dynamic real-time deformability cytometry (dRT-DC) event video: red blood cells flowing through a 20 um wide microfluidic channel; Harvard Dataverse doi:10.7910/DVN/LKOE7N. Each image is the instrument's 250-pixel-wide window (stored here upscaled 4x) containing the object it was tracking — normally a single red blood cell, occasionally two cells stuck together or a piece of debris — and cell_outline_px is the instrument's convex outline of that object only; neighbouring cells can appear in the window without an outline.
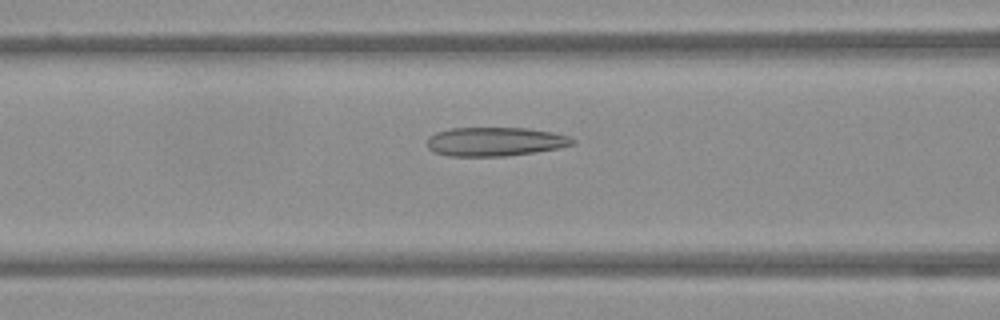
{"species": "Egyptian fruit bat (a non-hibernating species)", "species_latin": "Rousettus aegyptiacus", "temperature_condition": "warm", "stored_images_in_passage": 43, "camera_frame_rate_fps": 3000, "um_per_image_px": 0.085, "frame": {"image": 1, "passage_image": 11, "time_ms": 3.333, "image_size_px": [1000, 320], "cell_outline_px": [[576, 144], [560, 148], [504, 156], [448, 156], [436, 152], [428, 148], [428, 136], [436, 132], [452, 128], [528, 128], [552, 132], [568, 136], [576, 140]], "centroid_in_image_um": [42.1, 12.03], "position_along_channel_um": 124.5, "area_um2": 24.45}}
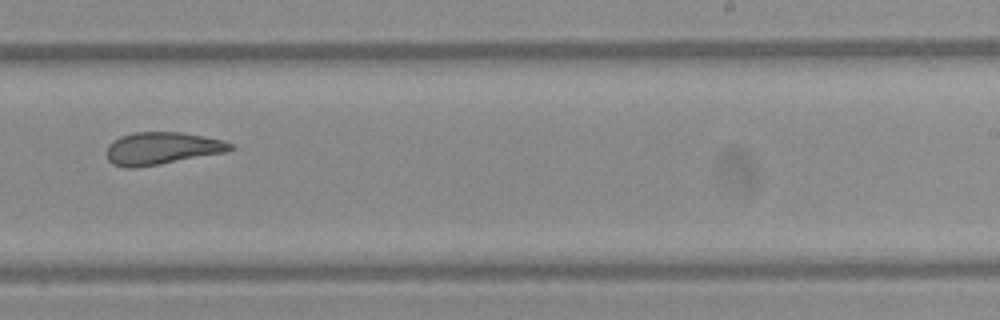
{"frame": {"image": 2, "passage_image": 23, "time_ms": 7.333, "image_size_px": [1000, 320], "cell_outline_px": [[236, 148], [228, 152], [160, 164], [136, 168], [124, 168], [112, 164], [108, 160], [108, 144], [120, 136], [132, 132], [180, 132], [204, 136], [224, 140], [232, 144]], "centroid_in_image_um": [13.79, 12.61], "position_along_channel_um": 275.2, "area_um2": 23.58}}
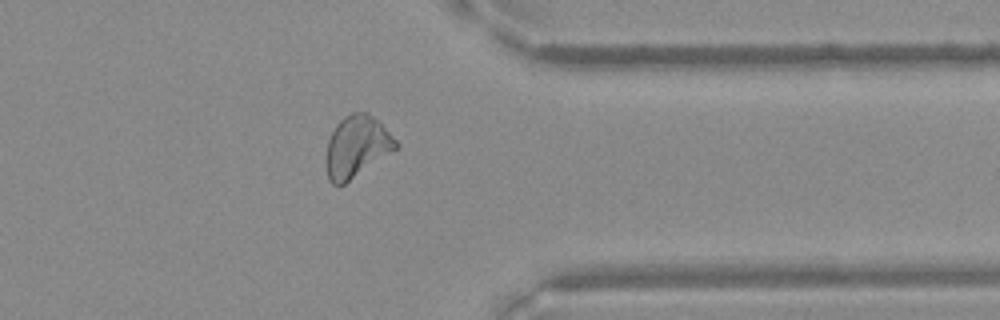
{"frame": {"image": 3, "passage_image": 32, "time_ms": 10.333, "image_size_px": [1000, 320], "cell_outline_px": [[400, 148], [344, 184], [332, 184], [328, 180], [324, 164], [324, 160], [328, 140], [336, 124], [344, 116], [352, 112], [368, 112], [400, 144]], "centroid_in_image_um": [30.3, 12.49], "position_along_channel_um": 381.1, "area_um2": 25.32}}